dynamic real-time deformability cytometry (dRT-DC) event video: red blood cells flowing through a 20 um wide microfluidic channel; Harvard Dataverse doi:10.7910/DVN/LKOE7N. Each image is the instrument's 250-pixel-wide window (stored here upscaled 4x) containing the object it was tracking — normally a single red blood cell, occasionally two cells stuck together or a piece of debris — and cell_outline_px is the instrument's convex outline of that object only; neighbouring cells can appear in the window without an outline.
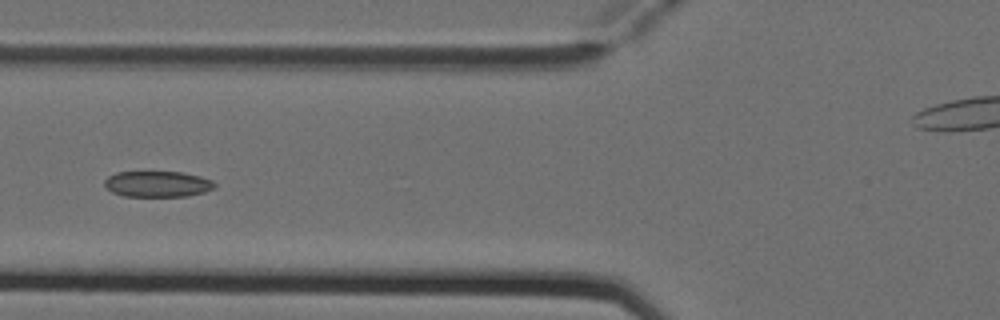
{"species": "Egyptian fruit bat (a non-hibernating species)", "species_latin": "Rousettus aegyptiacus", "temperature_condition": "cold", "stored_images_in_passage": 8, "camera_frame_rate_fps": 3000, "um_per_image_px": 0.085, "animal": {"sex": "female"}, "frame": {"image": 1, "passage_image": 5, "time_ms": 1.333, "image_size_px": [1000, 320], "cell_outline_px": [[216, 184], [212, 188], [204, 192], [188, 196], [124, 196], [112, 192], [104, 184], [104, 180], [108, 176], [116, 172], [180, 172], [200, 176], [212, 180]], "centroid_in_image_um": [13.37, 15.64], "position_along_channel_um": 112.4, "area_um2": 16.53}}
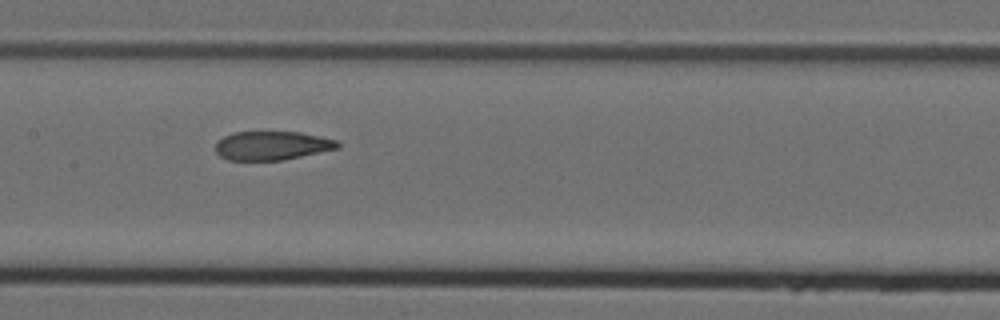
{"frame": {"image": 2, "passage_image": 7, "time_ms": 2.0, "image_size_px": [1000, 320], "cell_outline_px": [[340, 148], [284, 160], [228, 160], [220, 156], [216, 152], [216, 144], [224, 136], [232, 132], [300, 132], [336, 140], [340, 144]], "centroid_in_image_um": [23.13, 12.38], "position_along_channel_um": 184.3, "area_um2": 20.46}}
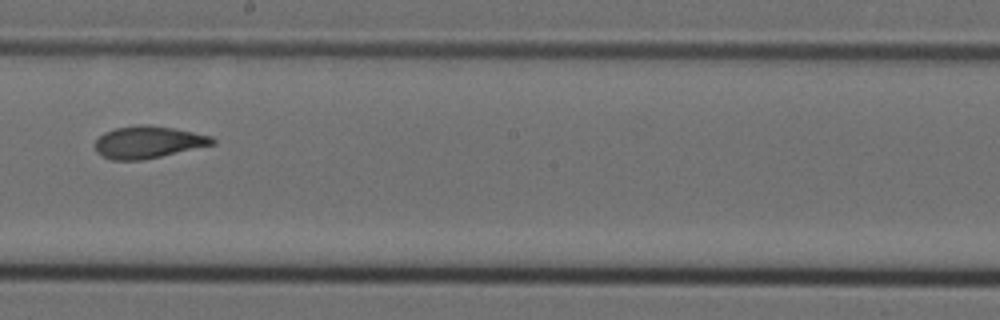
{"frame": {"image": 3, "passage_image": 8, "time_ms": 2.333, "image_size_px": [1000, 320], "cell_outline_px": [[216, 144], [144, 160], [112, 160], [100, 156], [96, 152], [96, 140], [104, 132], [116, 128], [140, 124], [148, 124], [172, 128], [212, 136], [216, 140]], "centroid_in_image_um": [12.59, 12.09], "position_along_channel_um": 235.6, "area_um2": 22.08}}